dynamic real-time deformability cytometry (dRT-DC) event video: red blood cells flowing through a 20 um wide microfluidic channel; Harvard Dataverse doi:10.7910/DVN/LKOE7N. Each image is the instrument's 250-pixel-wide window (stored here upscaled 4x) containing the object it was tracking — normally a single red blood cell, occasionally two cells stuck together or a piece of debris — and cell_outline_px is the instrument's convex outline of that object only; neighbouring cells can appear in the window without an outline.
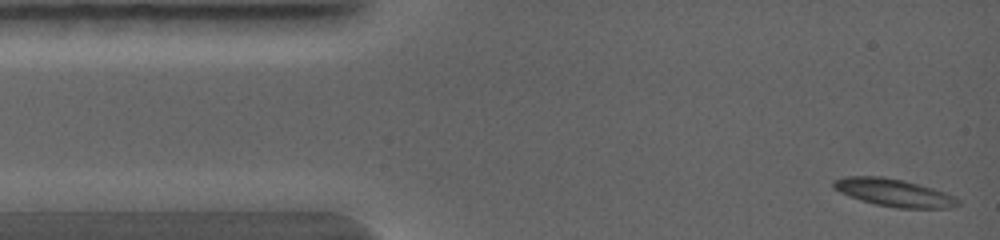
{"species": "common noctule bat (a hibernating species)", "species_latin": "Nyctalus noctula", "temperature_condition": "warm", "stored_images_in_passage": 5, "camera_frame_rate_fps": 5000, "um_per_image_px": 0.085, "animal": {"sex": "female", "body_mass_g": 19.0, "forearm_length_mm": 56.7}, "frame": {"image": 1, "passage_image": 1, "time_ms": 0.0, "image_size_px": [1000, 240], "cell_outline_px": [[960, 204], [948, 208], [896, 208], [876, 204], [860, 200], [848, 196], [832, 188], [832, 180], [844, 176], [884, 176], [904, 180], [932, 188], [944, 192], [960, 200]], "centroid_in_image_um": [75.92, 16.36], "position_along_channel_um": 9.1, "area_um2": 20.11}}
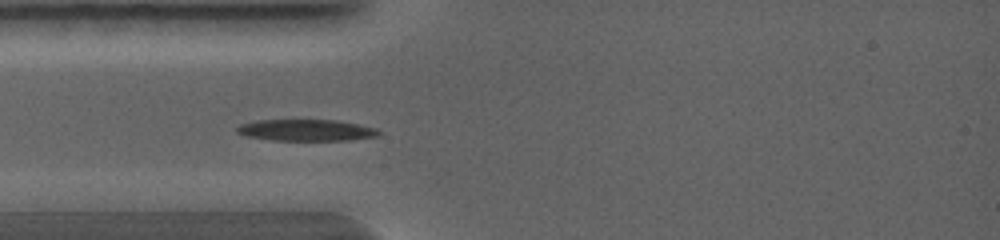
{"frame": {"image": 2, "passage_image": 4, "time_ms": 2.0, "image_size_px": [1000, 240], "cell_outline_px": [[380, 132], [376, 136], [348, 140], [272, 140], [248, 136], [236, 132], [236, 128], [240, 124], [256, 120], [336, 120], [376, 128]], "centroid_in_image_um": [25.99, 11.06], "position_along_channel_um": 59.0, "area_um2": 17.51}}